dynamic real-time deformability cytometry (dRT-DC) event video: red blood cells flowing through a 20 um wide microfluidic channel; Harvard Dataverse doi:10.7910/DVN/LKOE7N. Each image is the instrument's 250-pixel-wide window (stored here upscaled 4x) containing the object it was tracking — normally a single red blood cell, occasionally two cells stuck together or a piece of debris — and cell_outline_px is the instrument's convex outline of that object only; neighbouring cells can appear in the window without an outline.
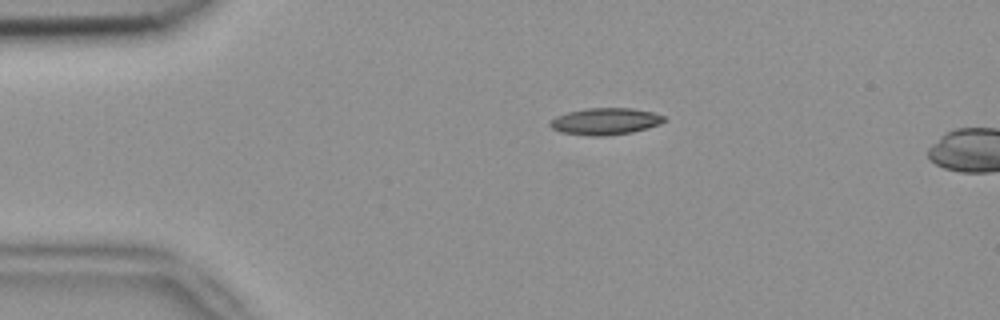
{"species": "common noctule bat (a hibernating species)", "species_latin": "Nyctalus noctula", "temperature_condition": "room temperature", "stored_images_in_passage": 2, "camera_frame_rate_fps": 3000, "um_per_image_px": 0.085, "animal": {"sex": "female", "body_mass_g": 18.4}, "frame": {"image": 1, "passage_image": 1, "time_ms": 0.0, "image_size_px": [1000, 320], "cell_outline_px": [[668, 120], [660, 124], [648, 128], [632, 132], [604, 136], [588, 136], [560, 132], [552, 128], [548, 124], [556, 116], [568, 112], [588, 108], [632, 108], [652, 112], [664, 116]], "centroid_in_image_um": [51.47, 10.32], "position_along_channel_um": 33.5, "area_um2": 17.86}}